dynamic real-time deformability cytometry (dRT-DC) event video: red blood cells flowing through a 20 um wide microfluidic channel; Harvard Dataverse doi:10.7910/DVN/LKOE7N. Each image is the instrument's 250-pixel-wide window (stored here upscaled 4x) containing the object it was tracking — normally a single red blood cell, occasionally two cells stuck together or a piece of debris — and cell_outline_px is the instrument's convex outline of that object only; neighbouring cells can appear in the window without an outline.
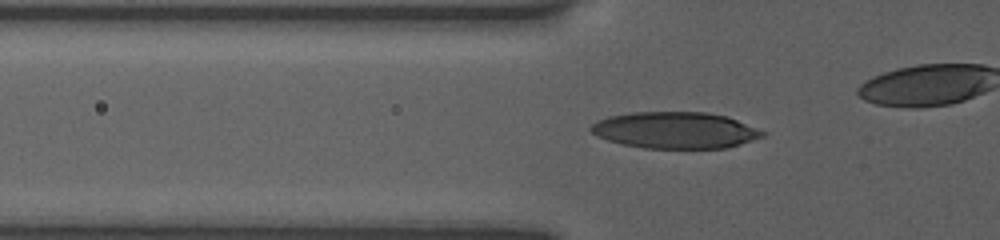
{"species": "human", "species_latin": "Homo sapiens", "temperature_condition": "room temperature", "stored_images_in_passage": 29, "camera_frame_rate_fps": 3000, "um_per_image_px": 0.085, "donor": {"sex": "female"}, "frame": {"image": 1, "passage_image": 7, "time_ms": 2.667, "image_size_px": [1000, 240], "cell_outline_px": [[768, 132], [764, 136], [740, 144], [724, 148], [644, 148], [624, 144], [608, 140], [596, 136], [588, 128], [596, 120], [608, 116], [632, 112], [708, 112], [728, 116]], "centroid_in_image_um": [57.4, 11.06], "position_along_channel_um": 68.4, "area_um2": 36.7}}
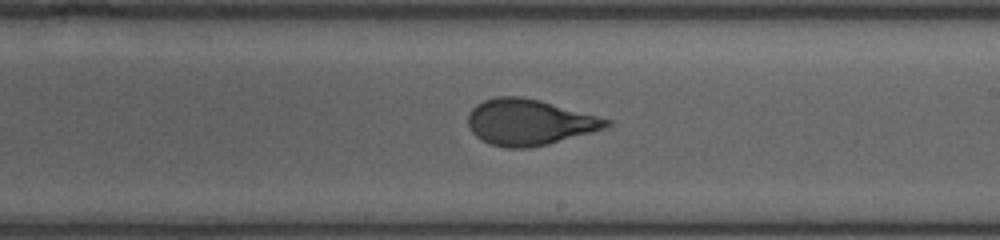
{"frame": {"image": 2, "passage_image": 18, "time_ms": 7.333, "image_size_px": [1000, 240], "cell_outline_px": [[612, 124], [608, 128], [548, 144], [528, 148], [504, 148], [488, 144], [480, 140], [468, 128], [468, 112], [476, 104], [484, 100], [496, 96], [520, 96], [540, 100], [612, 120]], "centroid_in_image_um": [44.97, 10.39], "position_along_channel_um": 244.0, "area_um2": 37.4}}
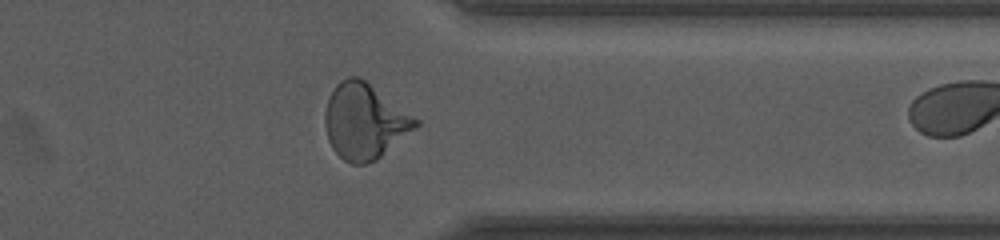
{"frame": {"image": 3, "passage_image": 28, "time_ms": 11.0, "image_size_px": [1000, 240], "cell_outline_px": [[420, 124], [376, 160], [364, 164], [352, 164], [344, 160], [332, 148], [328, 140], [324, 124], [324, 112], [328, 96], [336, 84], [340, 80], [348, 76], [360, 76], [420, 120]], "centroid_in_image_um": [30.96, 10.29], "position_along_channel_um": 380.4, "area_um2": 39.94}}